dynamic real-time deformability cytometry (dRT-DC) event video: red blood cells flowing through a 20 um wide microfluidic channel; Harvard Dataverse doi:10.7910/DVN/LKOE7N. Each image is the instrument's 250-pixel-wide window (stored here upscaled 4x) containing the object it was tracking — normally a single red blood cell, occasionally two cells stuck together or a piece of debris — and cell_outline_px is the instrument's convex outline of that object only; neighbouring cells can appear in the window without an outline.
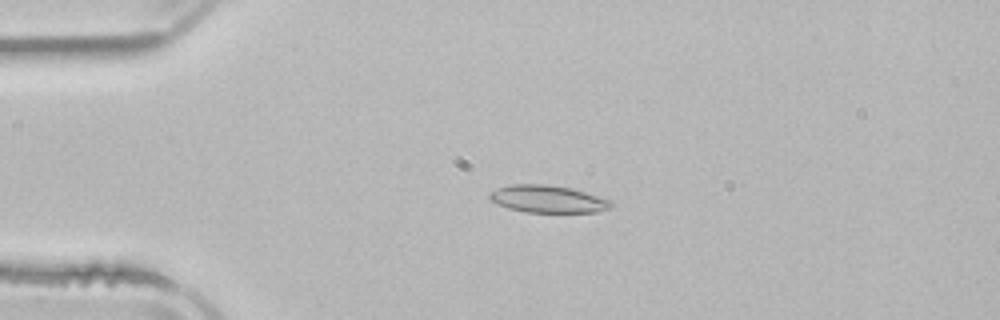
{"species": "common noctule bat (a hibernating species)", "species_latin": "Nyctalus noctula", "temperature_condition": "room temperature", "stored_images_in_passage": 3, "camera_frame_rate_fps": 3000, "um_per_image_px": 0.085, "animal": {"sex": "male", "body_mass_g": 21.5, "forearm_length_mm": 52.0}, "frame": {"image": 1, "passage_image": 2, "time_ms": 1.333, "image_size_px": [1000, 320], "cell_outline_px": [[612, 208], [596, 212], [524, 212], [508, 208], [496, 204], [488, 196], [488, 192], [496, 188], [512, 184], [548, 184], [572, 188], [612, 200]], "centroid_in_image_um": [46.55, 16.91], "position_along_channel_um": 38.4, "area_um2": 19.59}}